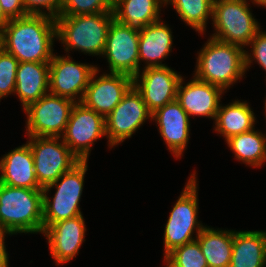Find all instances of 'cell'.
<instances>
[{
  "label": "cell",
  "instance_id": "83f0119b",
  "mask_svg": "<svg viewBox=\"0 0 266 267\" xmlns=\"http://www.w3.org/2000/svg\"><path fill=\"white\" fill-rule=\"evenodd\" d=\"M163 258L170 267H208L197 239L174 248Z\"/></svg>",
  "mask_w": 266,
  "mask_h": 267
},
{
  "label": "cell",
  "instance_id": "836d02e7",
  "mask_svg": "<svg viewBox=\"0 0 266 267\" xmlns=\"http://www.w3.org/2000/svg\"><path fill=\"white\" fill-rule=\"evenodd\" d=\"M5 236L0 237V267H9V254L6 251Z\"/></svg>",
  "mask_w": 266,
  "mask_h": 267
},
{
  "label": "cell",
  "instance_id": "d6986e66",
  "mask_svg": "<svg viewBox=\"0 0 266 267\" xmlns=\"http://www.w3.org/2000/svg\"><path fill=\"white\" fill-rule=\"evenodd\" d=\"M0 172L2 184L18 188L43 189L38 184L33 153L27 142L1 158Z\"/></svg>",
  "mask_w": 266,
  "mask_h": 267
},
{
  "label": "cell",
  "instance_id": "1f68e13d",
  "mask_svg": "<svg viewBox=\"0 0 266 267\" xmlns=\"http://www.w3.org/2000/svg\"><path fill=\"white\" fill-rule=\"evenodd\" d=\"M22 2L28 14H43L55 19L59 16L63 5V0H22Z\"/></svg>",
  "mask_w": 266,
  "mask_h": 267
},
{
  "label": "cell",
  "instance_id": "f1b7e54d",
  "mask_svg": "<svg viewBox=\"0 0 266 267\" xmlns=\"http://www.w3.org/2000/svg\"><path fill=\"white\" fill-rule=\"evenodd\" d=\"M113 12V0H63L59 15L76 16Z\"/></svg>",
  "mask_w": 266,
  "mask_h": 267
},
{
  "label": "cell",
  "instance_id": "7c38bea8",
  "mask_svg": "<svg viewBox=\"0 0 266 267\" xmlns=\"http://www.w3.org/2000/svg\"><path fill=\"white\" fill-rule=\"evenodd\" d=\"M102 56L108 62L110 73L126 74L133 78L141 70L139 31L113 19Z\"/></svg>",
  "mask_w": 266,
  "mask_h": 267
},
{
  "label": "cell",
  "instance_id": "8992f818",
  "mask_svg": "<svg viewBox=\"0 0 266 267\" xmlns=\"http://www.w3.org/2000/svg\"><path fill=\"white\" fill-rule=\"evenodd\" d=\"M190 176L164 226V257L174 248L197 239L206 226L198 220L199 199L196 172L194 171Z\"/></svg>",
  "mask_w": 266,
  "mask_h": 267
},
{
  "label": "cell",
  "instance_id": "7402d4cb",
  "mask_svg": "<svg viewBox=\"0 0 266 267\" xmlns=\"http://www.w3.org/2000/svg\"><path fill=\"white\" fill-rule=\"evenodd\" d=\"M229 267H266V231L233 230Z\"/></svg>",
  "mask_w": 266,
  "mask_h": 267
},
{
  "label": "cell",
  "instance_id": "5b68a950",
  "mask_svg": "<svg viewBox=\"0 0 266 267\" xmlns=\"http://www.w3.org/2000/svg\"><path fill=\"white\" fill-rule=\"evenodd\" d=\"M88 161H80L70 171L43 188V231L53 223L83 215L80 208L84 178L88 170ZM56 192L51 197L52 188Z\"/></svg>",
  "mask_w": 266,
  "mask_h": 267
},
{
  "label": "cell",
  "instance_id": "4dcf8cb0",
  "mask_svg": "<svg viewBox=\"0 0 266 267\" xmlns=\"http://www.w3.org/2000/svg\"><path fill=\"white\" fill-rule=\"evenodd\" d=\"M251 47L250 53L245 50V69L252 65L253 61L266 71V31L260 30L248 44Z\"/></svg>",
  "mask_w": 266,
  "mask_h": 267
},
{
  "label": "cell",
  "instance_id": "cb8c5ba5",
  "mask_svg": "<svg viewBox=\"0 0 266 267\" xmlns=\"http://www.w3.org/2000/svg\"><path fill=\"white\" fill-rule=\"evenodd\" d=\"M162 6L165 7V0H114V19L140 32L161 19Z\"/></svg>",
  "mask_w": 266,
  "mask_h": 267
},
{
  "label": "cell",
  "instance_id": "ac0fdd59",
  "mask_svg": "<svg viewBox=\"0 0 266 267\" xmlns=\"http://www.w3.org/2000/svg\"><path fill=\"white\" fill-rule=\"evenodd\" d=\"M184 80L182 77L176 97L181 107L189 117H207L215 120L224 90L195 76L186 84Z\"/></svg>",
  "mask_w": 266,
  "mask_h": 267
},
{
  "label": "cell",
  "instance_id": "484cf974",
  "mask_svg": "<svg viewBox=\"0 0 266 267\" xmlns=\"http://www.w3.org/2000/svg\"><path fill=\"white\" fill-rule=\"evenodd\" d=\"M238 162L246 166L262 167L266 162V134L255 130L235 135L226 140ZM264 163V164H263Z\"/></svg>",
  "mask_w": 266,
  "mask_h": 267
},
{
  "label": "cell",
  "instance_id": "30bf717a",
  "mask_svg": "<svg viewBox=\"0 0 266 267\" xmlns=\"http://www.w3.org/2000/svg\"><path fill=\"white\" fill-rule=\"evenodd\" d=\"M61 137L80 161H88L94 142L107 137L105 117L76 102Z\"/></svg>",
  "mask_w": 266,
  "mask_h": 267
},
{
  "label": "cell",
  "instance_id": "d6a6232c",
  "mask_svg": "<svg viewBox=\"0 0 266 267\" xmlns=\"http://www.w3.org/2000/svg\"><path fill=\"white\" fill-rule=\"evenodd\" d=\"M4 14L9 18H19L27 15L22 0H0Z\"/></svg>",
  "mask_w": 266,
  "mask_h": 267
},
{
  "label": "cell",
  "instance_id": "4316f807",
  "mask_svg": "<svg viewBox=\"0 0 266 267\" xmlns=\"http://www.w3.org/2000/svg\"><path fill=\"white\" fill-rule=\"evenodd\" d=\"M213 2L214 0H165V6L173 5L180 20L203 35L208 18H213Z\"/></svg>",
  "mask_w": 266,
  "mask_h": 267
},
{
  "label": "cell",
  "instance_id": "d590c367",
  "mask_svg": "<svg viewBox=\"0 0 266 267\" xmlns=\"http://www.w3.org/2000/svg\"><path fill=\"white\" fill-rule=\"evenodd\" d=\"M250 1L255 5L262 6V8L266 7V0H250Z\"/></svg>",
  "mask_w": 266,
  "mask_h": 267
},
{
  "label": "cell",
  "instance_id": "e575fe53",
  "mask_svg": "<svg viewBox=\"0 0 266 267\" xmlns=\"http://www.w3.org/2000/svg\"><path fill=\"white\" fill-rule=\"evenodd\" d=\"M10 19L4 14L0 5V28L2 29Z\"/></svg>",
  "mask_w": 266,
  "mask_h": 267
},
{
  "label": "cell",
  "instance_id": "9a60e30c",
  "mask_svg": "<svg viewBox=\"0 0 266 267\" xmlns=\"http://www.w3.org/2000/svg\"><path fill=\"white\" fill-rule=\"evenodd\" d=\"M99 71L97 67L93 72L81 103L106 117L133 85V78L126 74L110 72L98 76Z\"/></svg>",
  "mask_w": 266,
  "mask_h": 267
},
{
  "label": "cell",
  "instance_id": "8d00e7d4",
  "mask_svg": "<svg viewBox=\"0 0 266 267\" xmlns=\"http://www.w3.org/2000/svg\"><path fill=\"white\" fill-rule=\"evenodd\" d=\"M4 50V44H3V32L0 28V53Z\"/></svg>",
  "mask_w": 266,
  "mask_h": 267
},
{
  "label": "cell",
  "instance_id": "8fae6325",
  "mask_svg": "<svg viewBox=\"0 0 266 267\" xmlns=\"http://www.w3.org/2000/svg\"><path fill=\"white\" fill-rule=\"evenodd\" d=\"M151 116L141 93L132 85L112 112L105 117L109 148L131 138L147 119L151 120Z\"/></svg>",
  "mask_w": 266,
  "mask_h": 267
},
{
  "label": "cell",
  "instance_id": "74e56055",
  "mask_svg": "<svg viewBox=\"0 0 266 267\" xmlns=\"http://www.w3.org/2000/svg\"><path fill=\"white\" fill-rule=\"evenodd\" d=\"M266 99V98H265ZM264 109H265V119H266V100L264 101Z\"/></svg>",
  "mask_w": 266,
  "mask_h": 267
},
{
  "label": "cell",
  "instance_id": "277c9868",
  "mask_svg": "<svg viewBox=\"0 0 266 267\" xmlns=\"http://www.w3.org/2000/svg\"><path fill=\"white\" fill-rule=\"evenodd\" d=\"M113 12L76 16L59 15L56 18V39L66 53L76 50L84 54L102 56Z\"/></svg>",
  "mask_w": 266,
  "mask_h": 267
},
{
  "label": "cell",
  "instance_id": "d4e9b609",
  "mask_svg": "<svg viewBox=\"0 0 266 267\" xmlns=\"http://www.w3.org/2000/svg\"><path fill=\"white\" fill-rule=\"evenodd\" d=\"M208 267H229L233 249V230L205 226L197 236Z\"/></svg>",
  "mask_w": 266,
  "mask_h": 267
},
{
  "label": "cell",
  "instance_id": "9c48e42d",
  "mask_svg": "<svg viewBox=\"0 0 266 267\" xmlns=\"http://www.w3.org/2000/svg\"><path fill=\"white\" fill-rule=\"evenodd\" d=\"M75 102L51 93L31 103L26 109V136L61 137Z\"/></svg>",
  "mask_w": 266,
  "mask_h": 267
},
{
  "label": "cell",
  "instance_id": "7a4b0ae2",
  "mask_svg": "<svg viewBox=\"0 0 266 267\" xmlns=\"http://www.w3.org/2000/svg\"><path fill=\"white\" fill-rule=\"evenodd\" d=\"M43 233V189L0 183V235Z\"/></svg>",
  "mask_w": 266,
  "mask_h": 267
},
{
  "label": "cell",
  "instance_id": "6da1fadb",
  "mask_svg": "<svg viewBox=\"0 0 266 267\" xmlns=\"http://www.w3.org/2000/svg\"><path fill=\"white\" fill-rule=\"evenodd\" d=\"M4 50L20 62H50L54 55L56 19L27 14L10 19L2 28Z\"/></svg>",
  "mask_w": 266,
  "mask_h": 267
},
{
  "label": "cell",
  "instance_id": "3957f363",
  "mask_svg": "<svg viewBox=\"0 0 266 267\" xmlns=\"http://www.w3.org/2000/svg\"><path fill=\"white\" fill-rule=\"evenodd\" d=\"M197 56L193 75L224 91L242 79L246 73L244 48L210 36Z\"/></svg>",
  "mask_w": 266,
  "mask_h": 267
},
{
  "label": "cell",
  "instance_id": "f546056e",
  "mask_svg": "<svg viewBox=\"0 0 266 267\" xmlns=\"http://www.w3.org/2000/svg\"><path fill=\"white\" fill-rule=\"evenodd\" d=\"M19 61L3 50L0 53V101L8 95H14L16 72Z\"/></svg>",
  "mask_w": 266,
  "mask_h": 267
},
{
  "label": "cell",
  "instance_id": "603a6c76",
  "mask_svg": "<svg viewBox=\"0 0 266 267\" xmlns=\"http://www.w3.org/2000/svg\"><path fill=\"white\" fill-rule=\"evenodd\" d=\"M246 101L233 100L227 105L220 104L214 120V131L225 141L235 135L251 131L256 125V116Z\"/></svg>",
  "mask_w": 266,
  "mask_h": 267
},
{
  "label": "cell",
  "instance_id": "5bb4252c",
  "mask_svg": "<svg viewBox=\"0 0 266 267\" xmlns=\"http://www.w3.org/2000/svg\"><path fill=\"white\" fill-rule=\"evenodd\" d=\"M141 71L133 77V85L141 93L151 114L176 100L182 79L180 74L168 66L149 67Z\"/></svg>",
  "mask_w": 266,
  "mask_h": 267
},
{
  "label": "cell",
  "instance_id": "52a82bcc",
  "mask_svg": "<svg viewBox=\"0 0 266 267\" xmlns=\"http://www.w3.org/2000/svg\"><path fill=\"white\" fill-rule=\"evenodd\" d=\"M249 6L248 0H214L211 21L215 33L211 37L242 48L248 46L262 29Z\"/></svg>",
  "mask_w": 266,
  "mask_h": 267
},
{
  "label": "cell",
  "instance_id": "44dd1931",
  "mask_svg": "<svg viewBox=\"0 0 266 267\" xmlns=\"http://www.w3.org/2000/svg\"><path fill=\"white\" fill-rule=\"evenodd\" d=\"M49 92V62H20L16 72L15 92L26 109Z\"/></svg>",
  "mask_w": 266,
  "mask_h": 267
},
{
  "label": "cell",
  "instance_id": "ffe728a7",
  "mask_svg": "<svg viewBox=\"0 0 266 267\" xmlns=\"http://www.w3.org/2000/svg\"><path fill=\"white\" fill-rule=\"evenodd\" d=\"M162 19L150 23L139 32V59L145 68L168 66L162 62L170 55L173 46L172 30Z\"/></svg>",
  "mask_w": 266,
  "mask_h": 267
},
{
  "label": "cell",
  "instance_id": "2e32d148",
  "mask_svg": "<svg viewBox=\"0 0 266 267\" xmlns=\"http://www.w3.org/2000/svg\"><path fill=\"white\" fill-rule=\"evenodd\" d=\"M86 231L83 215L53 223L43 231L55 265L63 266L77 256L85 242Z\"/></svg>",
  "mask_w": 266,
  "mask_h": 267
},
{
  "label": "cell",
  "instance_id": "ba28073f",
  "mask_svg": "<svg viewBox=\"0 0 266 267\" xmlns=\"http://www.w3.org/2000/svg\"><path fill=\"white\" fill-rule=\"evenodd\" d=\"M28 138L27 143L33 153L35 175L42 188L55 182L80 162L63 142L62 137Z\"/></svg>",
  "mask_w": 266,
  "mask_h": 267
},
{
  "label": "cell",
  "instance_id": "4fadbf2b",
  "mask_svg": "<svg viewBox=\"0 0 266 267\" xmlns=\"http://www.w3.org/2000/svg\"><path fill=\"white\" fill-rule=\"evenodd\" d=\"M66 55L54 53L49 62V93L81 102L97 65L78 63Z\"/></svg>",
  "mask_w": 266,
  "mask_h": 267
},
{
  "label": "cell",
  "instance_id": "e0dca14e",
  "mask_svg": "<svg viewBox=\"0 0 266 267\" xmlns=\"http://www.w3.org/2000/svg\"><path fill=\"white\" fill-rule=\"evenodd\" d=\"M152 120L156 122L168 150L180 159L190 139V117L187 112L174 100L152 113Z\"/></svg>",
  "mask_w": 266,
  "mask_h": 267
}]
</instances>
